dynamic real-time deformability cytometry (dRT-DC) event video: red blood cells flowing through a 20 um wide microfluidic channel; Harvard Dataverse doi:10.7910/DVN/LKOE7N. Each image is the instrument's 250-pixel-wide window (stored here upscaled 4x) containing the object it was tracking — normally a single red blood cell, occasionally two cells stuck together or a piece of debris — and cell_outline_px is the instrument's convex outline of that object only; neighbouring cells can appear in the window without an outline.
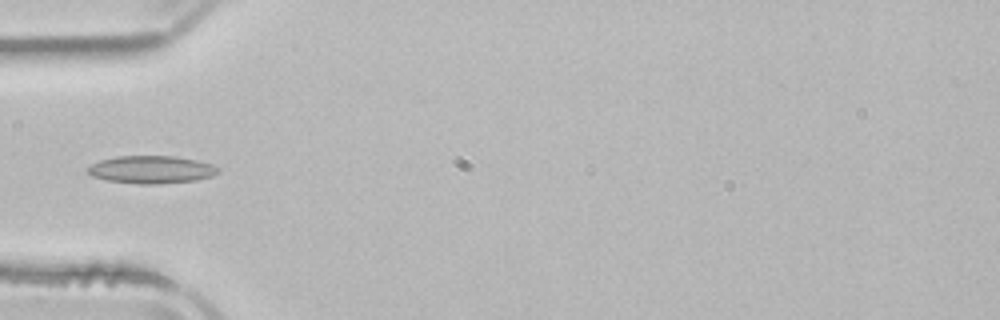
{"species": "common noctule bat (a hibernating species)", "species_latin": "Nyctalus noctula", "temperature_condition": "room temperature", "stored_images_in_passage": 3, "camera_frame_rate_fps": 3000, "um_per_image_px": 0.085, "animal": {"sex": "male", "body_mass_g": 21.5, "forearm_length_mm": 52.0}, "frame": {"image": 1, "passage_image": 3, "time_ms": 3.0, "image_size_px": [1000, 320], "cell_outline_px": [[220, 172], [212, 176], [196, 180], [156, 184], [140, 184], [104, 180], [92, 176], [88, 172], [88, 168], [92, 164], [100, 160], [116, 156], [176, 156], [196, 160], [212, 164], [220, 168]], "centroid_in_image_um": [12.88, 14.41], "position_along_channel_um": 72.1, "area_um2": 21.1}}